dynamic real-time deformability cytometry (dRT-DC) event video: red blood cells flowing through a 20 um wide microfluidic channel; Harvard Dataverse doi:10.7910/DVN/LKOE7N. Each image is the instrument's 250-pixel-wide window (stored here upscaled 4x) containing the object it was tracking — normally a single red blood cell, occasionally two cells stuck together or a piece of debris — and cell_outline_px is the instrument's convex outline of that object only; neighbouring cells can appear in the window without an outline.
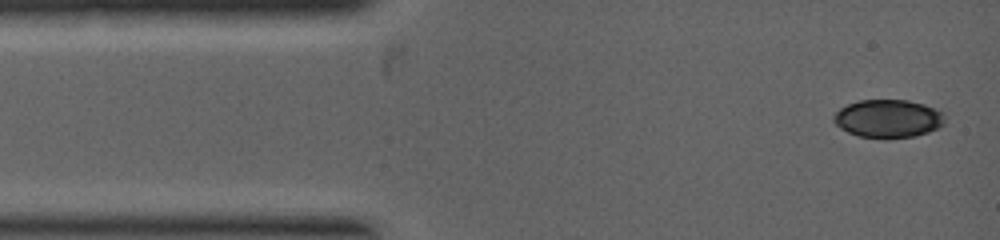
{"species": "common noctule bat (a hibernating species)", "species_latin": "Nyctalus noctula", "temperature_condition": "warm", "stored_images_in_passage": 4, "camera_frame_rate_fps": 5000, "um_per_image_px": 0.085, "animal": {"sex": "female", "body_mass_g": 19.0, "forearm_length_mm": 53.3}, "frame": {"image": 1, "passage_image": 1, "time_ms": 0.0, "image_size_px": [1000, 240], "cell_outline_px": [[944, 124], [928, 132], [916, 136], [888, 140], [860, 136], [848, 132], [840, 128], [832, 120], [832, 116], [840, 108], [848, 104], [860, 100], [908, 100], [924, 104], [944, 112]], "centroid_in_image_um": [75.49, 10.1], "position_along_channel_um": 9.5, "area_um2": 25.03}}